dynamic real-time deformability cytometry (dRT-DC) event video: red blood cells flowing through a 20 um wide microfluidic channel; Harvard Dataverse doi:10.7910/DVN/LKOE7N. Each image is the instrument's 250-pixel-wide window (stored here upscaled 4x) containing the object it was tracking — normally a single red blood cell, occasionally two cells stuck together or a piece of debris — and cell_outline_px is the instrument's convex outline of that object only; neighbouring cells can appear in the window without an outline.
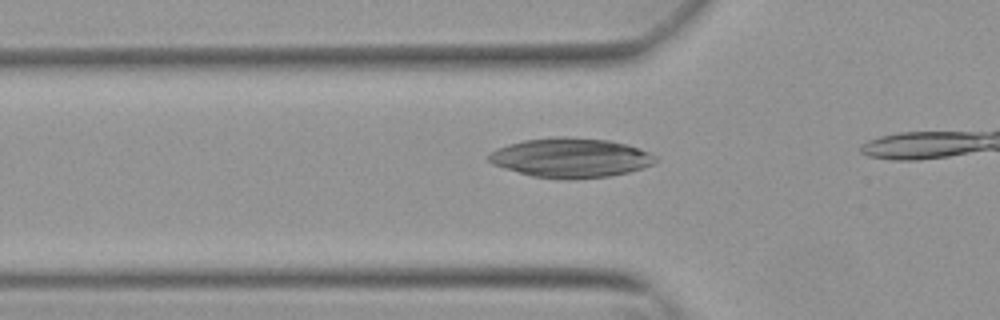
{"species": "Egyptian fruit bat (a non-hibernating species)", "species_latin": "Rousettus aegyptiacus", "temperature_condition": "warm", "stored_images_in_passage": 14, "camera_frame_rate_fps": 3000, "um_per_image_px": 0.085, "animal": {"sex": "female"}, "frame": {"image": 1, "passage_image": 12, "time_ms": 3.667, "image_size_px": [1000, 320], "cell_outline_px": [[656, 160], [652, 164], [644, 168], [628, 172], [608, 176], [568, 180], [532, 176], [504, 168], [492, 164], [484, 156], [488, 152], [496, 148], [508, 144], [524, 140], [556, 136], [564, 136], [608, 140], [628, 144], [652, 152], [656, 156]], "centroid_in_image_um": [48.48, 13.4], "position_along_channel_um": 77.3, "area_um2": 38.78}}